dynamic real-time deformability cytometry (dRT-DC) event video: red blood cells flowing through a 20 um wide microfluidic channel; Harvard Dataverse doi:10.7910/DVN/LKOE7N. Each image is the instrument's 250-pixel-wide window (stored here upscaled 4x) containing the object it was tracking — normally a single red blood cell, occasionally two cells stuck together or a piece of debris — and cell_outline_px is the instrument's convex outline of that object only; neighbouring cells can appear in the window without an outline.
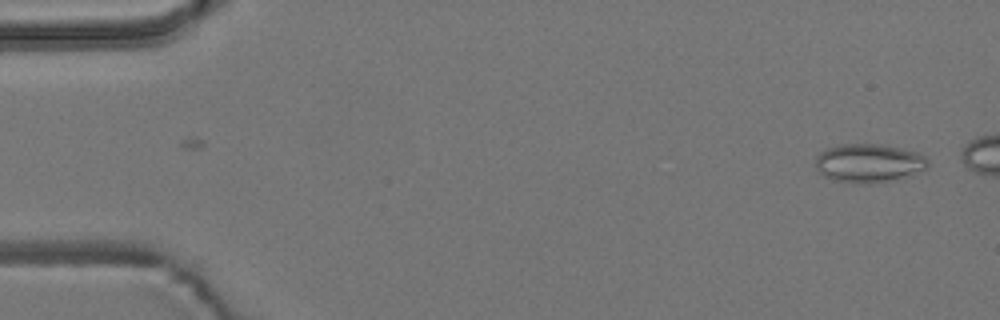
{"species": "common noctule bat (a hibernating species)", "species_latin": "Nyctalus noctula", "temperature_condition": "room temperature", "stored_images_in_passage": 4, "camera_frame_rate_fps": 3000, "um_per_image_px": 0.085, "animal": {"sex": "male", "body_mass_g": 19.2, "forearm_length_mm": 51.8}, "frame": {"image": 1, "passage_image": 4, "time_ms": 3.667, "image_size_px": [1000, 320], "cell_outline_px": [[928, 164], [924, 168], [912, 176], [868, 184], [860, 184], [832, 180], [824, 176], [816, 168], [816, 156], [820, 152], [828, 148], [840, 144], [880, 144], [900, 148], [916, 152], [924, 156], [928, 160]], "centroid_in_image_um": [73.83, 13.87], "position_along_channel_um": 11.2, "area_um2": 25.32}}